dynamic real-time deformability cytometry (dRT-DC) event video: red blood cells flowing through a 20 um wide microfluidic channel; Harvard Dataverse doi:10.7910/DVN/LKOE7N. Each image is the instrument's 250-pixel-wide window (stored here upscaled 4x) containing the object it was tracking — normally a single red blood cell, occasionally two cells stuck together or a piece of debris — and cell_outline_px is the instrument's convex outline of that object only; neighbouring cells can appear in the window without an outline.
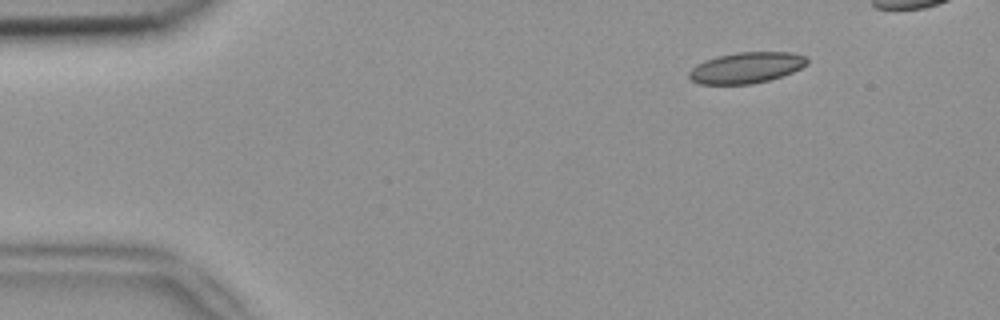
{"species": "common noctule bat (a hibernating species)", "species_latin": "Nyctalus noctula", "temperature_condition": "room temperature", "stored_images_in_passage": 4, "camera_frame_rate_fps": 3000, "um_per_image_px": 0.085, "animal": {"sex": "female", "body_mass_g": 18.4}, "frame": {"image": 1, "passage_image": 1, "time_ms": 0.0, "image_size_px": [1000, 320], "cell_outline_px": [[808, 64], [792, 72], [768, 80], [752, 84], [700, 84], [692, 80], [688, 76], [688, 72], [696, 64], [704, 60], [716, 56], [736, 52], [792, 52], [808, 56]], "centroid_in_image_um": [63.43, 5.74], "position_along_channel_um": 21.6, "area_um2": 21.44}}